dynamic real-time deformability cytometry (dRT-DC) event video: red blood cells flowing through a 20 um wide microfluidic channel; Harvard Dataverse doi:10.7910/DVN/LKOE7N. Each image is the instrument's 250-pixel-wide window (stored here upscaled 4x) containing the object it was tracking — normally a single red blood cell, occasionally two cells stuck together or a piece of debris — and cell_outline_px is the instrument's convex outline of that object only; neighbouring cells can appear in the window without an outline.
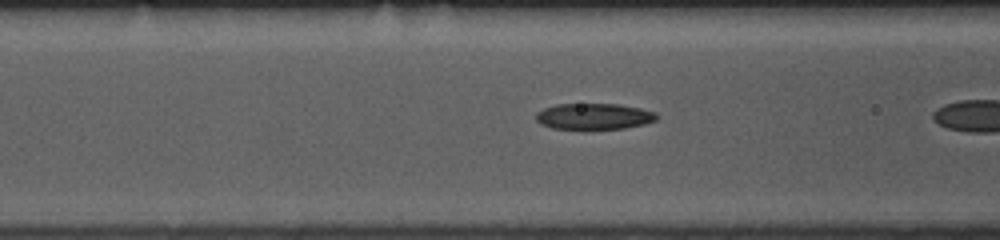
{"species": "common noctule bat (a hibernating species)", "species_latin": "Nyctalus noctula", "temperature_condition": "room temperature", "stored_images_in_passage": 37, "camera_frame_rate_fps": 3000, "um_per_image_px": 0.085, "animal": {"sex": "female", "body_mass_g": 10.0, "forearm_length_mm": 53.1}, "frame": {"image": 1, "passage_image": 17, "time_ms": 5.333, "image_size_px": [1000, 240], "cell_outline_px": [[656, 120], [644, 124], [624, 128], [552, 128], [540, 124], [536, 120], [536, 112], [544, 108], [556, 104], [616, 104], [640, 108], [656, 112]], "centroid_in_image_um": [50.46, 9.88], "position_along_channel_um": 116.1, "area_um2": 18.09}}
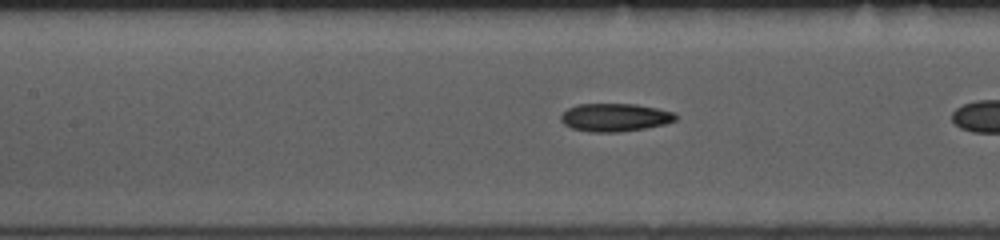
{"frame": {"image": 2, "passage_image": 20, "time_ms": 6.333, "image_size_px": [1000, 240], "cell_outline_px": [[676, 120], [664, 124], [644, 128], [620, 132], [592, 132], [572, 128], [564, 124], [560, 120], [560, 116], [568, 108], [576, 104], [636, 104], [676, 112]], "centroid_in_image_um": [52.26, 9.97], "position_along_channel_um": 155.1, "area_um2": 18.73}}
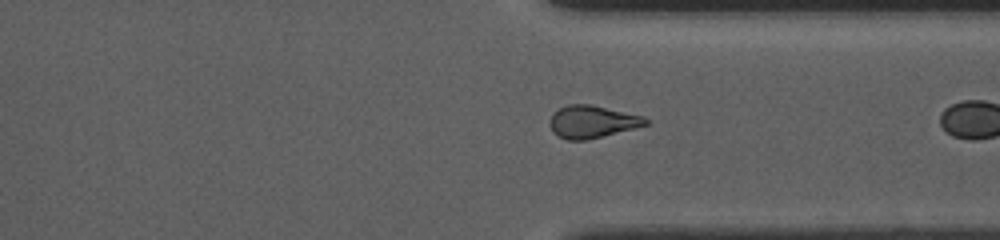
{"frame": {"image": 3, "passage_image": 36, "time_ms": 11.667, "image_size_px": [1000, 240], "cell_outline_px": [[648, 124], [636, 128], [588, 140], [568, 140], [552, 132], [548, 124], [552, 112], [568, 104], [588, 104], [644, 116], [648, 120]], "centroid_in_image_um": [50.31, 10.35], "position_along_channel_um": 361.1, "area_um2": 18.21}}